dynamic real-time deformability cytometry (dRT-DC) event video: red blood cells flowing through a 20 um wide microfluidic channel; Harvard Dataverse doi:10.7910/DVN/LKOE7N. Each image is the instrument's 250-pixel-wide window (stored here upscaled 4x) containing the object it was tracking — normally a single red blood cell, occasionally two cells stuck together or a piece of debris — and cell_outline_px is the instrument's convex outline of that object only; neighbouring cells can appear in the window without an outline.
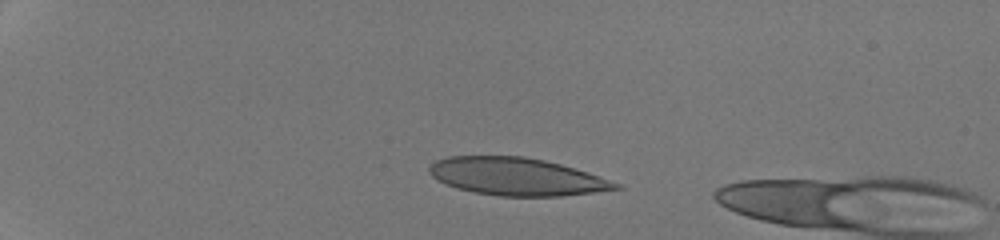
{"species": "human", "species_latin": "Homo sapiens", "temperature_condition": "room temperature", "stored_images_in_passage": 34, "camera_frame_rate_fps": 3000, "um_per_image_px": 0.085, "donor": {"sex": "male"}, "frame": {"image": 1, "passage_image": 1, "time_ms": 0.0, "image_size_px": [1000, 240], "cell_outline_px": [[624, 188], [560, 196], [500, 196], [476, 192], [456, 188], [432, 176], [428, 172], [428, 168], [436, 160], [448, 156], [524, 156], [544, 160], [560, 164], [620, 184]], "centroid_in_image_um": [43.87, 15.0], "position_along_channel_um": 41.1, "area_um2": 40.23}}
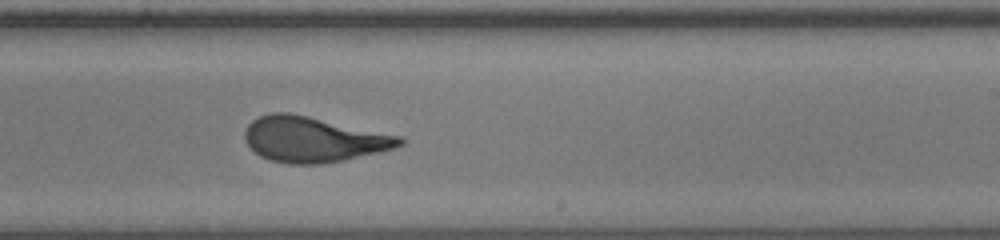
{"frame": {"image": 2, "passage_image": 22, "time_ms": 7.0, "image_size_px": [1000, 240], "cell_outline_px": [[404, 144], [396, 148], [380, 152], [344, 160], [320, 164], [288, 164], [272, 160], [260, 156], [244, 140], [244, 132], [248, 124], [252, 120], [260, 116], [272, 112], [288, 112], [308, 116], [404, 136]], "centroid_in_image_um": [26.67, 11.84], "position_along_channel_um": 262.3, "area_um2": 41.15}}
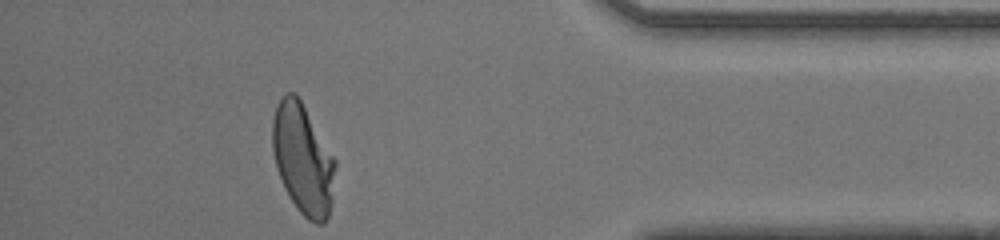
{"frame": {"image": 3, "passage_image": 34, "time_ms": 11.0, "image_size_px": [1000, 240], "cell_outline_px": [[336, 164], [332, 204], [328, 216], [324, 224], [316, 224], [308, 220], [296, 208], [284, 188], [276, 168], [272, 148], [272, 120], [276, 104], [284, 92], [296, 92], [336, 160]], "centroid_in_image_um": [25.74, 13.52], "position_along_channel_um": 409.5, "area_um2": 40.81}, "authors_computed_cell_mechanics": {"area_um2": 40.8357, "velocity_mm_per_s": 4.2996, "shape_relaxation_time_tau1_ms": 9.8094, "shape_relaxation_time_tau2_ms": null, "deformation_change_tau1": 0.3281, "deformation_change_tau2": null}}